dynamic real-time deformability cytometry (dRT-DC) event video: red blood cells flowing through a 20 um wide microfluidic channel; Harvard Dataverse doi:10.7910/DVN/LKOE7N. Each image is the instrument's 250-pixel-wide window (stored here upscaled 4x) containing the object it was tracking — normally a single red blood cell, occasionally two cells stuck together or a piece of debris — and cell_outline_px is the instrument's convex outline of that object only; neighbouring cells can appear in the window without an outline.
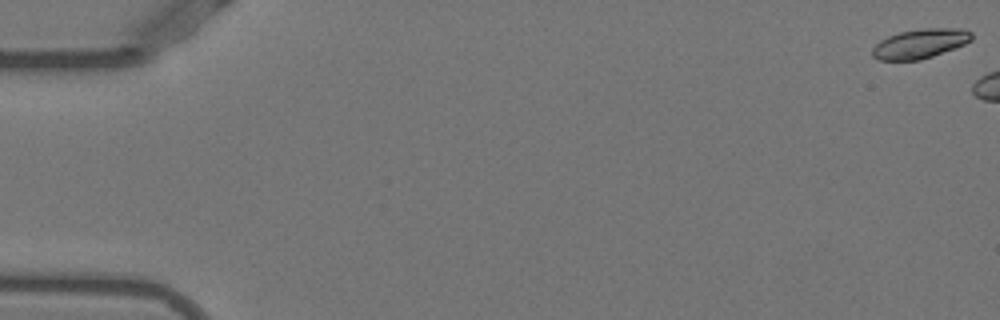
{"species": "Egyptian fruit bat (a non-hibernating species)", "species_latin": "Rousettus aegyptiacus", "temperature_condition": "warm", "stored_images_in_passage": 6, "camera_frame_rate_fps": 3000, "um_per_image_px": 0.085, "animal": {"sex": "female"}, "frame": {"image": 1, "passage_image": 1, "time_ms": 0.0, "image_size_px": [1000, 320], "cell_outline_px": [[972, 40], [964, 44], [932, 56], [920, 60], [880, 60], [872, 56], [872, 48], [880, 40], [888, 36], [900, 32], [920, 28], [964, 28], [972, 32]], "centroid_in_image_um": [78.21, 3.69], "position_along_channel_um": 6.8, "area_um2": 17.05}}